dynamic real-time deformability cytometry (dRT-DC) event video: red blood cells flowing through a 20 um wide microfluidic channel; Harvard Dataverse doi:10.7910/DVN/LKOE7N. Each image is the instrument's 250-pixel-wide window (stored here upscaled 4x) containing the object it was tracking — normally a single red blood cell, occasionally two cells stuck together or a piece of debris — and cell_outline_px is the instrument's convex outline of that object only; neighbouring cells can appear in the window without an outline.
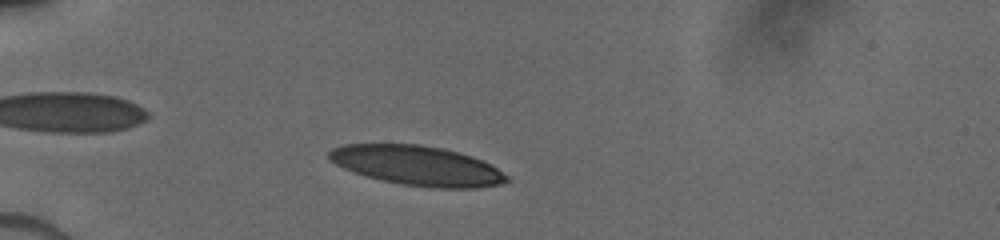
{"species": "human", "species_latin": "Homo sapiens", "temperature_condition": "cold", "stored_images_in_passage": 30, "camera_frame_rate_fps": 3000, "um_per_image_px": 0.085, "donor": {"sex": "male"}, "frame": {"image": 1, "passage_image": 5, "time_ms": 1.667, "image_size_px": [1000, 240], "cell_outline_px": [[512, 180], [500, 184], [476, 188], [428, 188], [400, 184], [380, 180], [352, 172], [336, 164], [328, 156], [328, 152], [332, 148], [344, 144], [420, 144], [460, 152], [484, 160], [492, 164], [508, 176]], "centroid_in_image_um": [35.5, 14.08], "position_along_channel_um": 49.5, "area_um2": 41.38}}
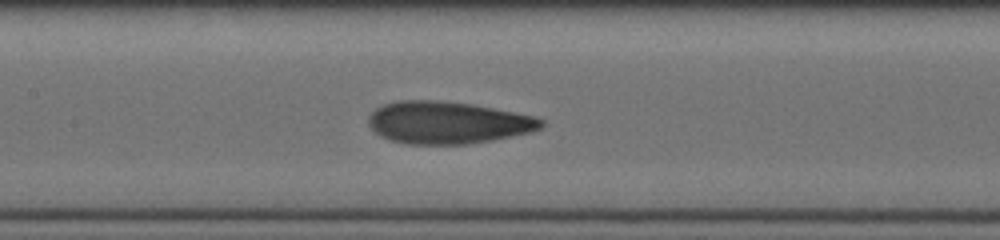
{"frame": {"image": 2, "passage_image": 14, "time_ms": 5.333, "image_size_px": [1000, 240], "cell_outline_px": [[544, 124], [540, 128], [532, 132], [492, 140], [468, 144], [408, 144], [392, 140], [380, 136], [368, 124], [368, 116], [376, 108], [384, 104], [400, 100], [440, 100], [472, 104], [532, 116], [544, 120]], "centroid_in_image_um": [38.04, 10.42], "position_along_channel_um": 169.4, "area_um2": 42.37}}
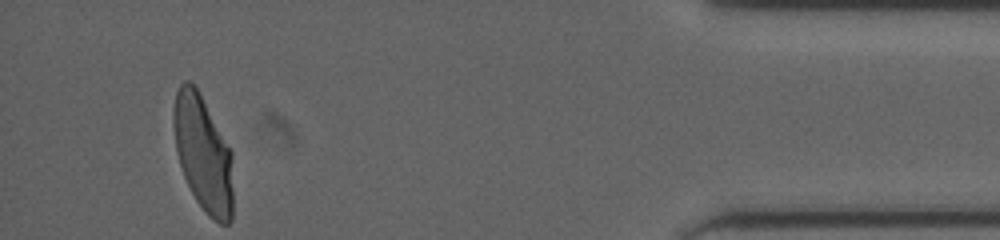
{"frame": {"image": 3, "passage_image": 27, "time_ms": 12.667, "image_size_px": [1000, 240], "cell_outline_px": [[232, 220], [228, 224], [220, 224], [212, 220], [208, 216], [196, 200], [184, 176], [180, 164], [176, 148], [172, 120], [172, 108], [176, 92], [180, 84], [184, 80], [188, 80], [196, 88], [232, 152]], "centroid_in_image_um": [17.25, 13.08], "position_along_channel_um": 417.9, "area_um2": 39.94}}